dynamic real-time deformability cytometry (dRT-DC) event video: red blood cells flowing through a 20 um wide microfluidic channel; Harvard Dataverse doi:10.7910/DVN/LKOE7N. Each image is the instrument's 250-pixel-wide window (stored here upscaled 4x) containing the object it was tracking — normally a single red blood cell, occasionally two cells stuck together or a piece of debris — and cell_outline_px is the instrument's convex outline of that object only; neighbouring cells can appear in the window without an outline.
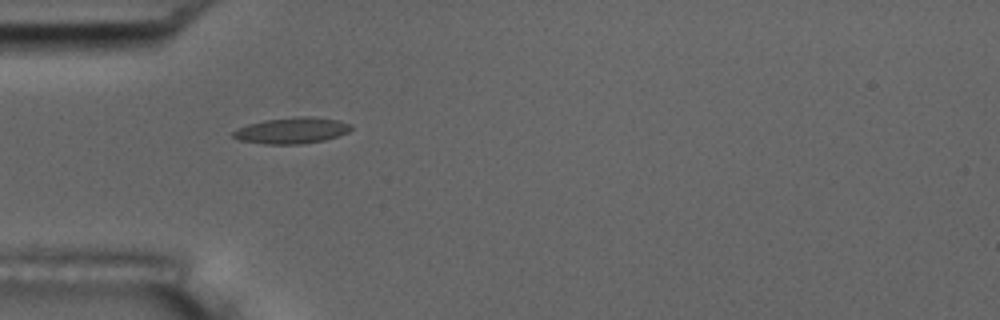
{"species": "common noctule bat (a hibernating species)", "species_latin": "Nyctalus noctula", "temperature_condition": "room temperature", "stored_images_in_passage": 40, "camera_frame_rate_fps": 3000, "um_per_image_px": 0.085, "animal": {"sex": "male", "body_mass_g": 17.5, "forearm_length_mm": 52.3}, "frame": {"image": 1, "passage_image": 1, "time_ms": 0.0, "image_size_px": [1000, 320], "cell_outline_px": [[352, 128], [348, 132], [324, 140], [300, 144], [264, 144], [240, 140], [232, 136], [232, 132], [248, 124], [264, 120], [300, 116], [312, 116], [336, 120], [352, 124]], "centroid_in_image_um": [24.81, 11.09], "position_along_channel_um": 60.2, "area_um2": 17.8}}
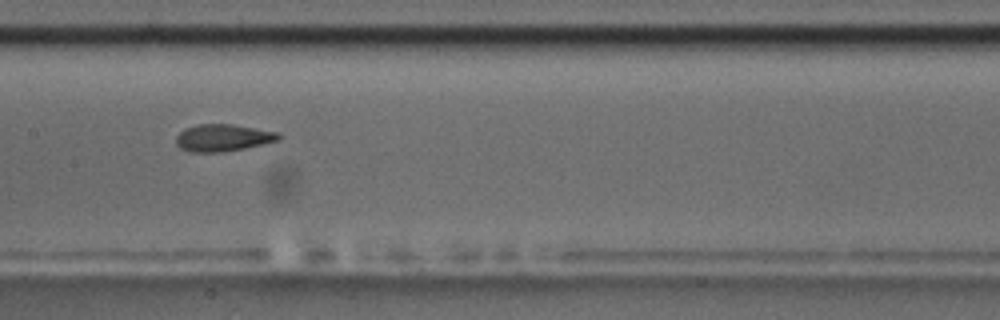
{"frame": {"image": 2, "passage_image": 12, "time_ms": 3.667, "image_size_px": [1000, 320], "cell_outline_px": [[280, 140], [244, 148], [220, 152], [192, 152], [180, 148], [176, 144], [176, 136], [184, 128], [196, 124], [232, 124], [280, 132]], "centroid_in_image_um": [18.94, 11.7], "position_along_channel_um": 188.5, "area_um2": 16.24}}
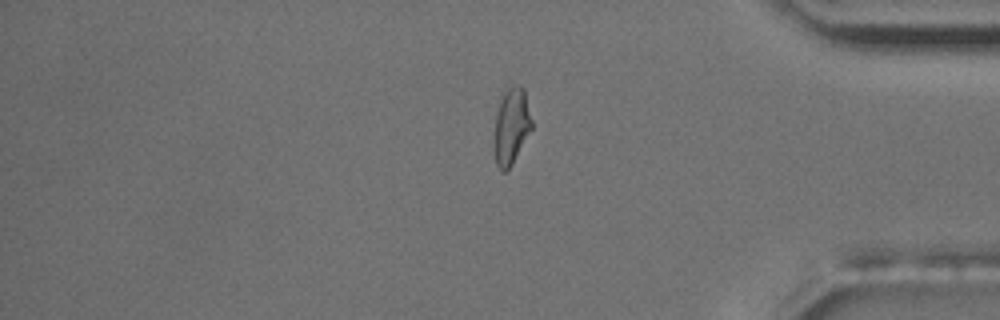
{"frame": {"image": 3, "passage_image": 31, "time_ms": 10.0, "image_size_px": [1000, 320], "cell_outline_px": [[532, 128], [512, 164], [504, 172], [500, 172], [496, 164], [492, 148], [492, 140], [496, 116], [504, 92], [512, 84], [520, 84], [524, 88], [532, 120]], "centroid_in_image_um": [43.44, 10.75], "position_along_channel_um": 391.8, "area_um2": 16.99}, "authors_computed_cell_mechanics": {"area_um2": 16.5308, "velocity_mm_per_s": 3.57, "shape_relaxation_time_tau1_ms": 4.7671, "shape_relaxation_time_tau2_ms": 1.8313, "deformation_change_tau1": 0.1892, "deformation_change_tau2": 0.1004}}